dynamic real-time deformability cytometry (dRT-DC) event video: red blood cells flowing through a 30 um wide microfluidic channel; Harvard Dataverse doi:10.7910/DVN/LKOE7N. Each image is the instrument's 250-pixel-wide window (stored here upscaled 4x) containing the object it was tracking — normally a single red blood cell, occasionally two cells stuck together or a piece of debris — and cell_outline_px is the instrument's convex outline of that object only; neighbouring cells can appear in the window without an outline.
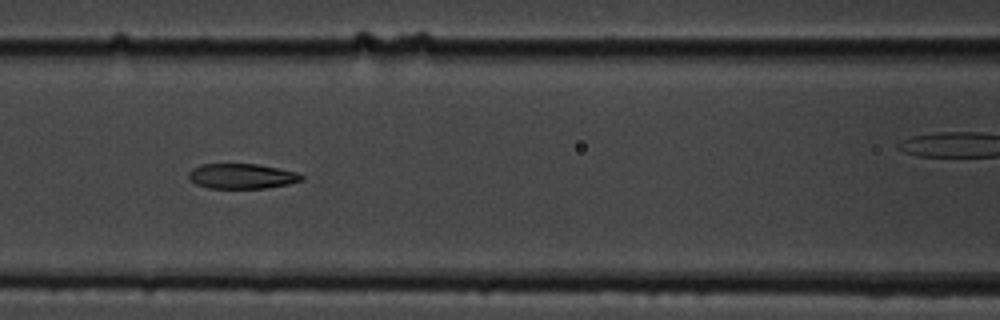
{"species": "common noctule bat (a hibernating species)", "species_latin": "Nyctalus noctula", "temperature_condition": "cold", "stored_images_in_passage": 7, "segment_of_instrument_passage": [1, 2], "camera_frame_rate_fps": 3000, "um_per_image_px": 0.085, "animal": {"sex": "male", "body_mass_g": 19.5, "forearm_length_mm": 54.6}, "frame": {"image": 1, "passage_image": 3, "time_ms": 2.333, "image_size_px": [1000, 320], "cell_outline_px": [[304, 180], [288, 184], [264, 188], [208, 188], [196, 184], [188, 180], [188, 172], [192, 168], [200, 164], [256, 164], [296, 172], [304, 176]], "centroid_in_image_um": [20.51, 14.97], "position_along_channel_um": 146.1, "area_um2": 16.53}}
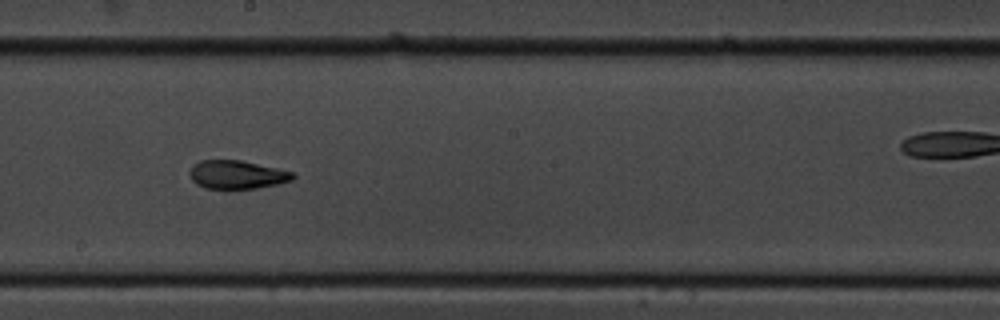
{"frame": {"image": 2, "passage_image": 5, "time_ms": 4.667, "image_size_px": [1000, 320], "cell_outline_px": [[296, 176], [292, 180], [276, 184], [256, 188], [232, 192], [204, 188], [196, 184], [192, 180], [188, 172], [192, 164], [200, 160], [240, 160], [296, 172]], "centroid_in_image_um": [20.11, 14.88], "position_along_channel_um": 228.1, "area_um2": 17.92}}
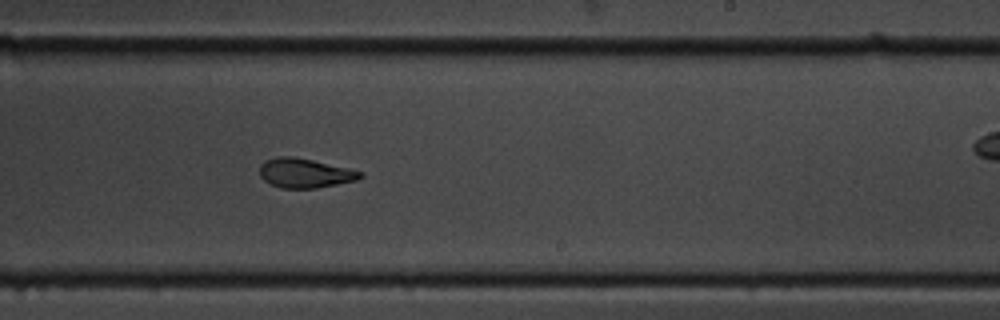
{"frame": {"image": 3, "passage_image": 6, "time_ms": 5.667, "image_size_px": [1000, 320], "cell_outline_px": [[364, 176], [356, 180], [316, 188], [280, 188], [268, 184], [260, 176], [260, 164], [264, 160], [276, 156], [292, 156], [312, 160], [348, 168], [364, 172]], "centroid_in_image_um": [25.88, 14.71], "position_along_channel_um": 263.1, "area_um2": 17.34}}